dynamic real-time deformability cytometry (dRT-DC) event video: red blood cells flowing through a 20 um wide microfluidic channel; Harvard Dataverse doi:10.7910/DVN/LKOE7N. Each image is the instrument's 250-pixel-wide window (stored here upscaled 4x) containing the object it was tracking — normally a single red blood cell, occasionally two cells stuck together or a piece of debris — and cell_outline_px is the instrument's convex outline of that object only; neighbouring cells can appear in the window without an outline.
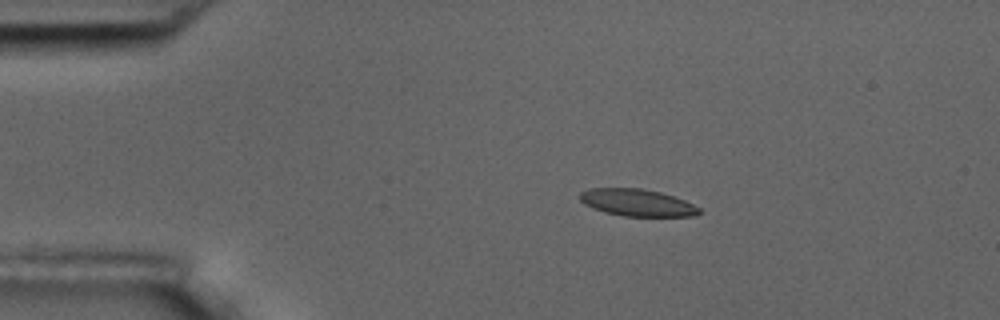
{"species": "common noctule bat (a hibernating species)", "species_latin": "Nyctalus noctula", "temperature_condition": "room temperature", "stored_images_in_passage": 5, "camera_frame_rate_fps": 3000, "um_per_image_px": 0.085, "animal": {"sex": "male", "body_mass_g": 17.5, "forearm_length_mm": 52.3}, "frame": {"image": 1, "passage_image": 2, "time_ms": 1.333, "image_size_px": [1000, 320], "cell_outline_px": [[700, 212], [692, 216], [624, 216], [604, 212], [592, 208], [584, 204], [580, 200], [580, 192], [588, 188], [640, 188], [660, 192], [684, 200], [700, 208]], "centroid_in_image_um": [54.11, 17.22], "position_along_channel_um": 30.9, "area_um2": 18.73}}
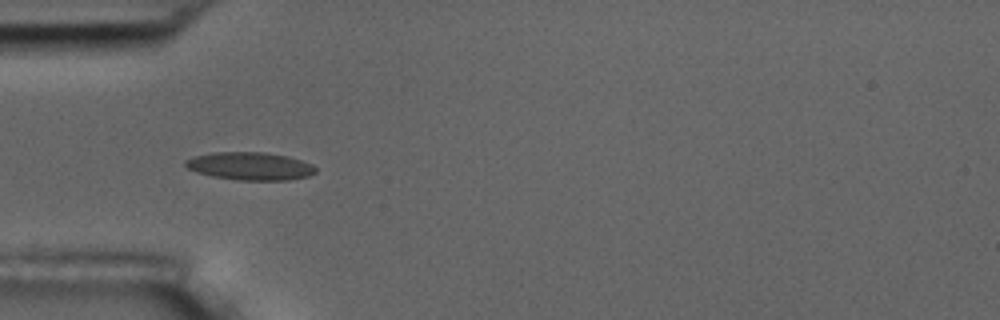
{"frame": {"image": 2, "passage_image": 4, "time_ms": 3.667, "image_size_px": [1000, 320], "cell_outline_px": [[316, 172], [308, 176], [288, 180], [236, 180], [212, 176], [196, 172], [188, 168], [184, 164], [184, 160], [192, 156], [212, 152], [264, 152], [288, 156], [312, 164], [316, 168]], "centroid_in_image_um": [21.23, 14.11], "position_along_channel_um": 63.8, "area_um2": 21.27}}